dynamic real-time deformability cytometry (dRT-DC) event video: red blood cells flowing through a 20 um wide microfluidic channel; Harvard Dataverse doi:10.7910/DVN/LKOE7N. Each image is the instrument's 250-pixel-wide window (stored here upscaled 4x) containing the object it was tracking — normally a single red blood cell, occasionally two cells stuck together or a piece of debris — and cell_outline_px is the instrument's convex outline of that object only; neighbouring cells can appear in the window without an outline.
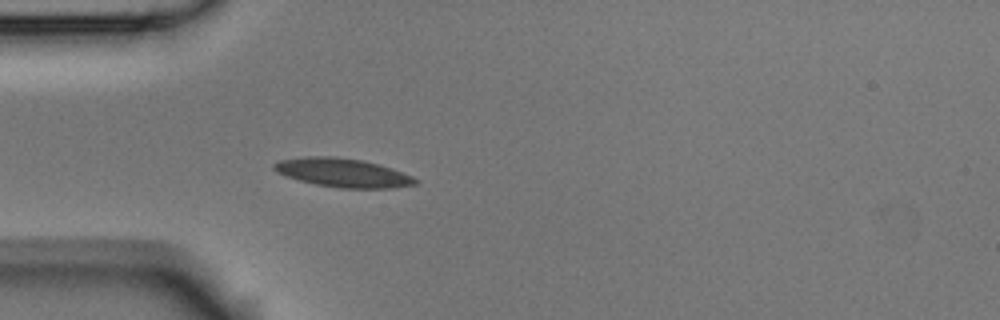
{"species": "Egyptian fruit bat (a non-hibernating species)", "species_latin": "Rousettus aegyptiacus", "temperature_condition": "room temperature", "stored_images_in_passage": 39, "camera_frame_rate_fps": 3000, "um_per_image_px": 0.085, "animal": {"sex": "male"}, "frame": {"image": 1, "passage_image": 1, "time_ms": 0.0, "image_size_px": [1000, 320], "cell_outline_px": [[420, 180], [416, 184], [392, 188], [340, 188], [316, 184], [300, 180], [276, 172], [272, 168], [272, 164], [280, 160], [304, 156], [336, 156], [364, 160], [380, 164], [392, 168], [412, 176]], "centroid_in_image_um": [29.15, 14.67], "position_along_channel_um": 55.8, "area_um2": 23.81}}
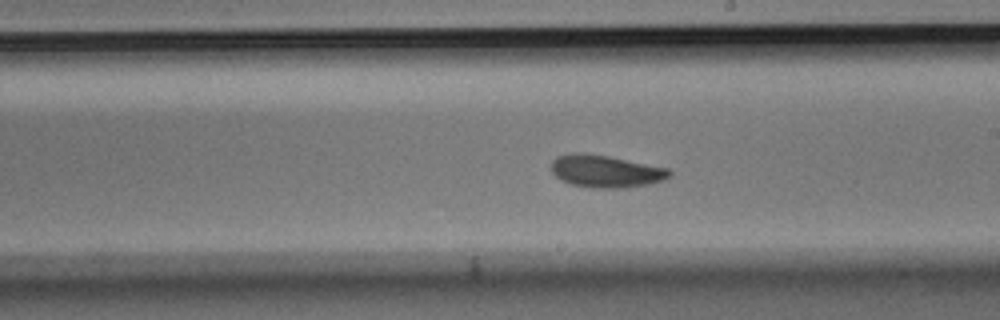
{"frame": {"image": 2, "passage_image": 16, "time_ms": 5.0, "image_size_px": [1000, 320], "cell_outline_px": [[672, 176], [664, 180], [648, 184], [620, 188], [596, 188], [572, 184], [560, 180], [552, 172], [552, 160], [556, 156], [572, 152], [584, 152], [608, 156], [668, 168], [672, 172]], "centroid_in_image_um": [51.48, 14.54], "position_along_channel_um": 237.5, "area_um2": 22.37}}
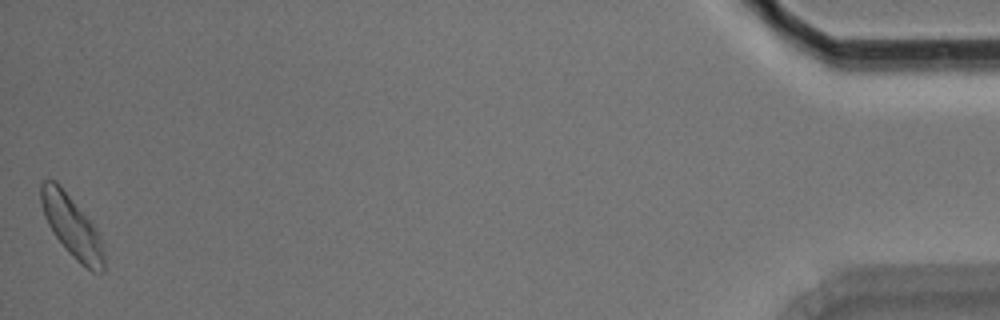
{"frame": {"image": 3, "passage_image": 39, "time_ms": 12.667, "image_size_px": [1000, 320], "cell_outline_px": [[104, 272], [92, 272], [80, 264], [68, 252], [52, 232], [44, 216], [40, 204], [40, 184], [44, 180], [56, 180], [100, 232], [104, 252]], "centroid_in_image_um": [6.11, 19.25], "position_along_channel_um": 429.1, "area_um2": 22.83}, "authors_computed_cell_mechanics": {"area_um2": 21.675, "velocity_mm_per_s": 3.729, "shape_relaxation_time_tau1_ms": 4.5902, "shape_relaxation_time_tau2_ms": 6.3436, "deformation_change_tau1": 0.1089, "deformation_change_tau2": 0.1097}}